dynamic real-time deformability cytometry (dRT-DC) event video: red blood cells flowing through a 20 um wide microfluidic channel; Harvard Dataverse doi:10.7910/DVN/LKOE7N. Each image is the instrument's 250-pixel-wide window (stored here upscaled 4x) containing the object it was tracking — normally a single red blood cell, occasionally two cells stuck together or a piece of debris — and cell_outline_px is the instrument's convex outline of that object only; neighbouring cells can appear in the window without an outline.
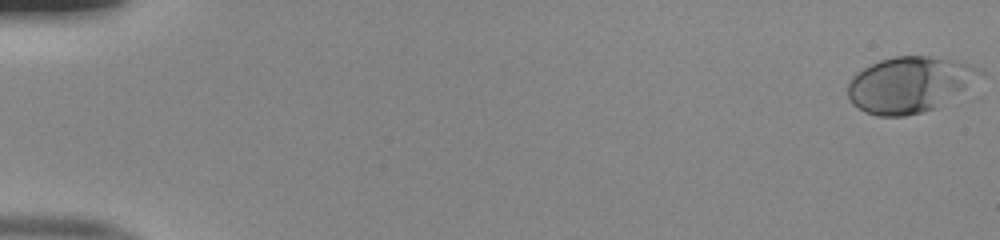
{"species": "human", "species_latin": "Homo sapiens", "temperature_condition": "room temperature", "stored_images_in_passage": 52, "camera_frame_rate_fps": 3000, "um_per_image_px": 0.085, "donor": {"sex": "male"}, "frame": {"image": 1, "passage_image": 1, "time_ms": 0.0, "image_size_px": [1000, 240], "cell_outline_px": [[984, 72], [964, 92], [936, 108], [924, 112], [904, 116], [876, 116], [864, 112], [852, 104], [848, 96], [848, 84], [852, 76], [864, 68], [880, 60], [896, 56], [928, 56], [956, 60], [984, 68]], "centroid_in_image_um": [77.34, 7.19], "position_along_channel_um": 7.7, "area_um2": 43.41}}
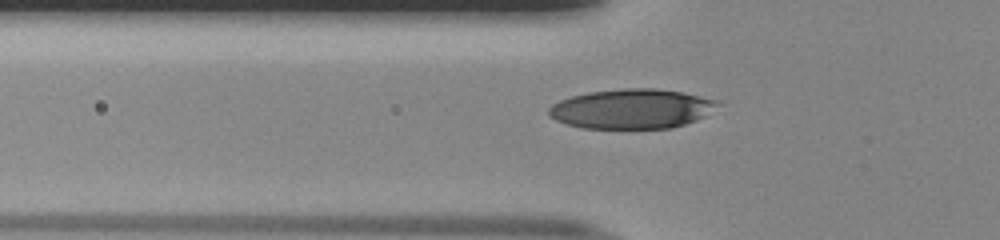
{"frame": {"image": 2, "passage_image": 19, "time_ms": 6.0, "image_size_px": [1000, 240], "cell_outline_px": [[720, 104], [704, 116], [696, 120], [672, 128], [580, 128], [556, 120], [548, 116], [548, 108], [552, 104], [560, 100], [572, 96], [588, 92], [624, 88], [656, 88], [684, 92], [716, 100]], "centroid_in_image_um": [53.67, 9.24], "position_along_channel_um": 72.1, "area_um2": 39.02}}
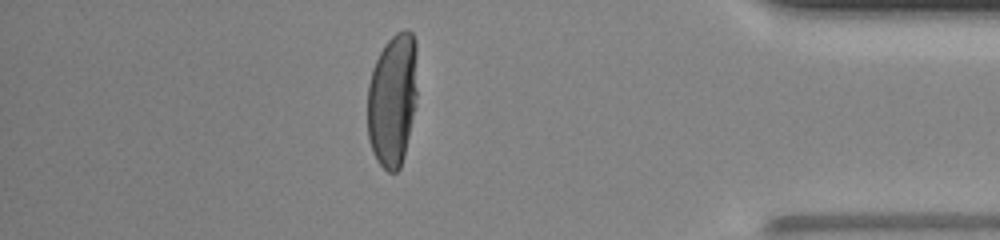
{"frame": {"image": 3, "passage_image": 46, "time_ms": 15.0, "image_size_px": [1000, 240], "cell_outline_px": [[416, 104], [404, 156], [400, 168], [396, 172], [388, 172], [376, 160], [372, 152], [368, 140], [368, 84], [372, 68], [384, 44], [396, 32], [404, 28], [408, 28], [412, 32], [416, 40]], "centroid_in_image_um": [33.36, 8.46], "position_along_channel_um": 401.8, "area_um2": 39.13}}